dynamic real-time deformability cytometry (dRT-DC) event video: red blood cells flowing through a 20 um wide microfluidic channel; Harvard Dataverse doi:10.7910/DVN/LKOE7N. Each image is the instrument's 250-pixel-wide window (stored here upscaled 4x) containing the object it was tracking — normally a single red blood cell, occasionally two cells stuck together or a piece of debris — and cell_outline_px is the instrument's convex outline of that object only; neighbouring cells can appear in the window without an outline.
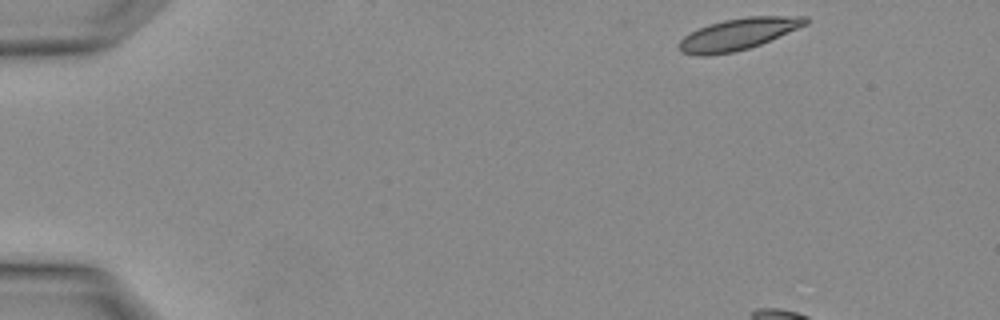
{"species": "Egyptian fruit bat (a non-hibernating species)", "species_latin": "Rousettus aegyptiacus", "temperature_condition": "warm", "stored_images_in_passage": 2, "camera_frame_rate_fps": 3000, "um_per_image_px": 0.085, "animal": {"sex": "female"}, "frame": {"image": 1, "passage_image": 2, "time_ms": 0.333, "image_size_px": [1000, 320], "cell_outline_px": [[808, 24], [760, 44], [736, 52], [704, 56], [700, 56], [680, 52], [676, 48], [676, 44], [684, 36], [708, 24], [724, 20], [748, 16], [808, 16]], "centroid_in_image_um": [62.71, 2.91], "position_along_channel_um": 22.3, "area_um2": 23.35}}